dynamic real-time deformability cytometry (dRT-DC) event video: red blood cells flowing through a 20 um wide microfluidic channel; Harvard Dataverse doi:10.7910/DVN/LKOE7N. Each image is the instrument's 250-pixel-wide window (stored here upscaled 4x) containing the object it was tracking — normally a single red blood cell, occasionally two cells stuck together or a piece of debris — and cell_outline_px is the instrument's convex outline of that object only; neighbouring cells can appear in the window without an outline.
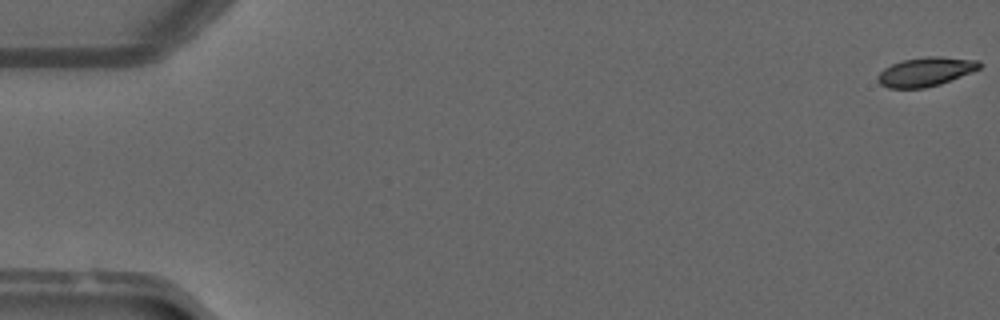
{"species": "common noctule bat (a hibernating species)", "species_latin": "Nyctalus noctula", "temperature_condition": "warm", "stored_images_in_passage": 51, "camera_frame_rate_fps": 3000, "um_per_image_px": 0.085, "animal": {"sex": "male", "forearm_length_mm": 52.5}, "frame": {"image": 1, "passage_image": 1, "time_ms": 0.0, "image_size_px": [1000, 320], "cell_outline_px": [[984, 64], [980, 68], [972, 72], [940, 84], [924, 88], [888, 88], [880, 84], [876, 80], [876, 76], [884, 68], [892, 64], [904, 60], [924, 56], [940, 56], [980, 60]], "centroid_in_image_um": [78.7, 6.09], "position_along_channel_um": 6.3, "area_um2": 17.4}}
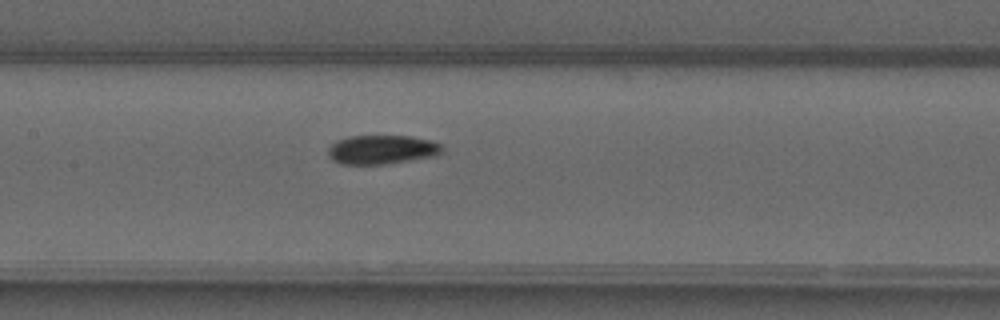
{"frame": {"image": 2, "passage_image": 25, "time_ms": 8.0, "image_size_px": [1000, 320], "cell_outline_px": [[444, 152], [436, 156], [384, 164], [340, 164], [332, 160], [328, 156], [328, 148], [336, 140], [348, 136], [412, 136], [432, 140], [440, 144], [444, 148]], "centroid_in_image_um": [32.48, 12.71], "position_along_channel_um": 174.9, "area_um2": 19.54}}
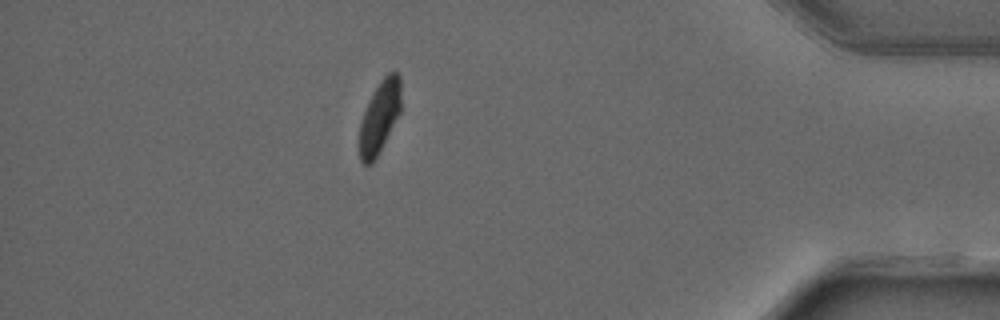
{"frame": {"image": 3, "passage_image": 45, "time_ms": 14.667, "image_size_px": [1000, 320], "cell_outline_px": [[400, 112], [372, 164], [364, 164], [360, 160], [356, 144], [360, 124], [364, 112], [380, 80], [388, 72], [396, 72], [400, 76]], "centroid_in_image_um": [32.22, 9.99], "position_along_channel_um": 403.0, "area_um2": 17.4}, "authors_computed_cell_mechanics": {"area_um2": 18.6694, "velocity_mm_per_s": 4.085, "shape_relaxation_time_tau1_ms": 8.4731, "shape_relaxation_time_tau2_ms": 4.559, "deformation_change_tau1": 0.2329, "deformation_change_tau2": 0.0752}}